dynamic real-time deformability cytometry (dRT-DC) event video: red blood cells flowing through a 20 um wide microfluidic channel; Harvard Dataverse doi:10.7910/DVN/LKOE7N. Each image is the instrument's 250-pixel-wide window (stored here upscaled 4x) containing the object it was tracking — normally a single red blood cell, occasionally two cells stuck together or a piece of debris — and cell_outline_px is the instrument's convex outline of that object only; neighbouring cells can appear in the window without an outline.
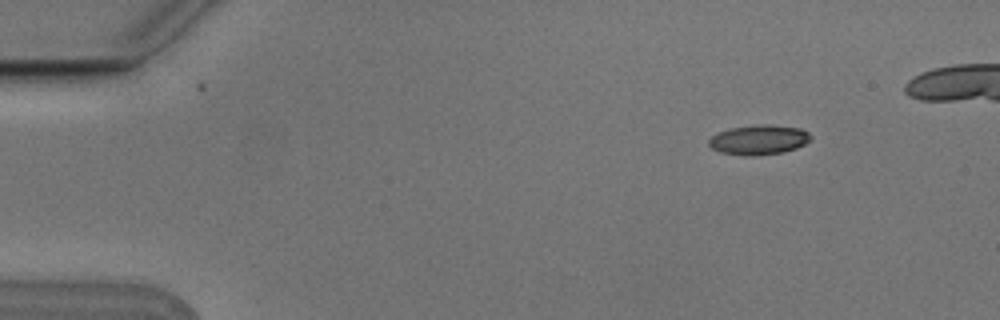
{"species": "Egyptian fruit bat (a non-hibernating species)", "species_latin": "Rousettus aegyptiacus", "temperature_condition": "cold", "stored_images_in_passage": 8, "camera_frame_rate_fps": 3000, "um_per_image_px": 0.085, "animal": {"sex": "male"}, "frame": {"image": 1, "passage_image": 1, "time_ms": 0.0, "image_size_px": [1000, 320], "cell_outline_px": [[812, 140], [796, 148], [784, 152], [752, 156], [744, 156], [720, 152], [712, 148], [708, 144], [708, 140], [716, 132], [732, 128], [756, 124], [772, 124], [800, 128], [808, 132], [812, 136]], "centroid_in_image_um": [64.51, 11.87], "position_along_channel_um": 20.5, "area_um2": 17.92}}
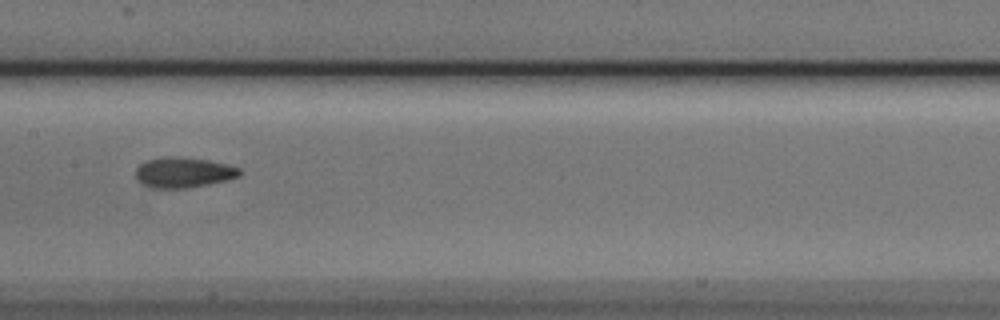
{"frame": {"image": 2, "passage_image": 7, "time_ms": 2.0, "image_size_px": [1000, 320], "cell_outline_px": [[240, 176], [228, 180], [188, 188], [152, 188], [140, 184], [136, 176], [136, 168], [140, 164], [148, 160], [164, 156], [180, 156], [208, 160], [240, 168]], "centroid_in_image_um": [15.57, 14.66], "position_along_channel_um": 191.8, "area_um2": 18.5}}
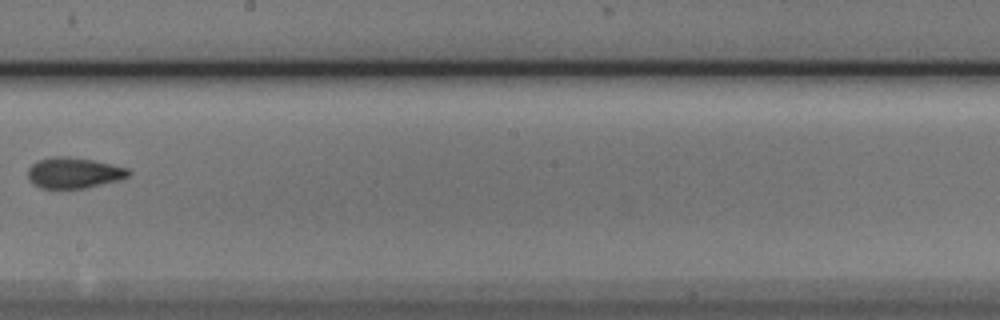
{"frame": {"image": 3, "passage_image": 8, "time_ms": 2.333, "image_size_px": [1000, 320], "cell_outline_px": [[132, 172], [128, 176], [120, 180], [88, 188], [40, 188], [32, 184], [28, 180], [28, 168], [36, 160], [52, 156], [68, 156], [92, 160], [112, 164], [128, 168]], "centroid_in_image_um": [6.26, 14.69], "position_along_channel_um": 241.9, "area_um2": 18.38}}